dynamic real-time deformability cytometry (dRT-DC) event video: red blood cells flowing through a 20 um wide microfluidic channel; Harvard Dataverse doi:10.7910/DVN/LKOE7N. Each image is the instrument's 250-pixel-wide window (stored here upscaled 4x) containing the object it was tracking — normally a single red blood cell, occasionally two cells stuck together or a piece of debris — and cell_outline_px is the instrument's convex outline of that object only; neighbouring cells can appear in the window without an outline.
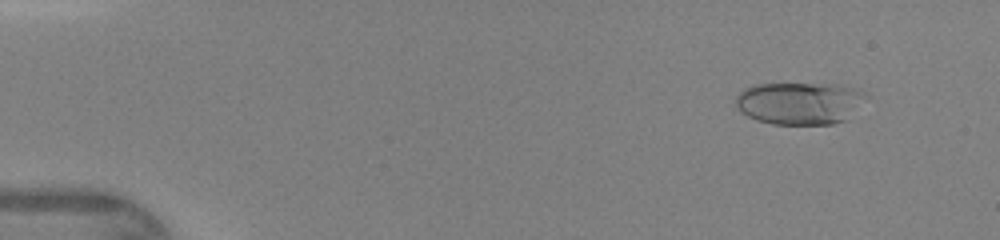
{"species": "human", "species_latin": "Homo sapiens", "temperature_condition": "warm", "stored_images_in_passage": 47, "camera_frame_rate_fps": 3000, "um_per_image_px": 0.085, "donor": {"sex": "female"}, "frame": {"image": 1, "passage_image": 5, "time_ms": 1.333, "image_size_px": [1000, 240], "cell_outline_px": [[868, 96], [844, 120], [832, 124], [772, 124], [756, 120], [740, 112], [736, 108], [736, 96], [744, 88], [752, 84], [844, 84], [856, 88], [864, 92]], "centroid_in_image_um": [67.93, 8.75], "position_along_channel_um": 17.1, "area_um2": 32.25}}
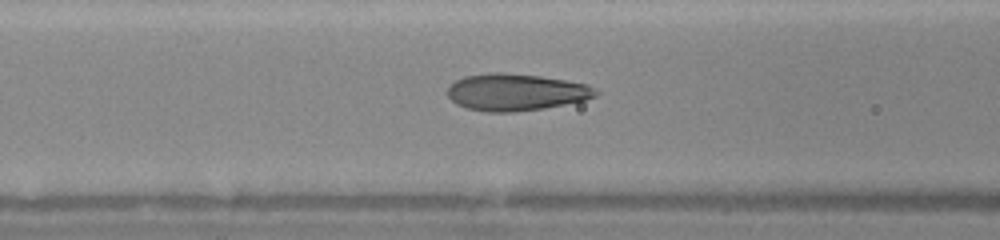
{"frame": {"image": 2, "passage_image": 20, "time_ms": 6.333, "image_size_px": [1000, 240], "cell_outline_px": [[600, 92], [596, 96], [584, 100], [544, 108], [512, 112], [488, 112], [468, 108], [456, 104], [448, 96], [448, 88], [456, 80], [464, 76], [496, 72], [500, 72], [540, 76], [588, 84]], "centroid_in_image_um": [43.86, 7.83], "position_along_channel_um": 122.7, "area_um2": 31.67}}
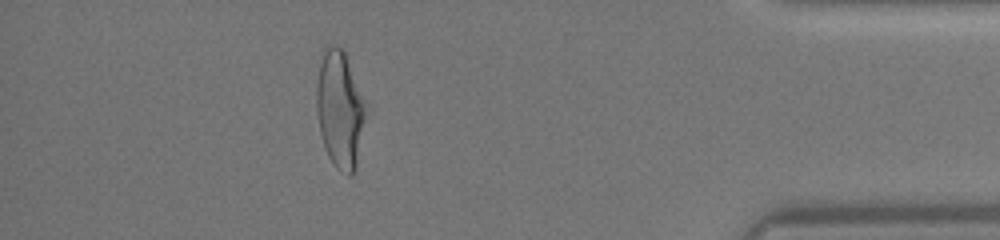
{"frame": {"image": 3, "passage_image": 42, "time_ms": 13.667, "image_size_px": [1000, 240], "cell_outline_px": [[372, 108], [356, 168], [352, 176], [348, 176], [340, 172], [336, 168], [328, 156], [324, 148], [320, 132], [316, 112], [316, 84], [320, 52], [328, 44], [336, 44], [344, 52]], "centroid_in_image_um": [28.97, 9.3], "position_along_channel_um": 406.2, "area_um2": 36.07}}